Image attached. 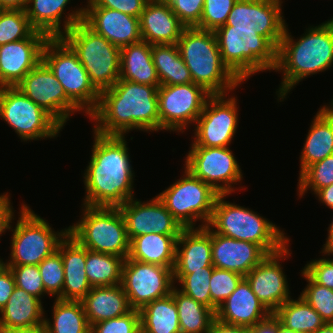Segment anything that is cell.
<instances>
[{
    "label": "cell",
    "mask_w": 333,
    "mask_h": 333,
    "mask_svg": "<svg viewBox=\"0 0 333 333\" xmlns=\"http://www.w3.org/2000/svg\"><path fill=\"white\" fill-rule=\"evenodd\" d=\"M92 154L83 181L90 207H119L134 198V171L125 136L102 135L93 131Z\"/></svg>",
    "instance_id": "obj_1"
},
{
    "label": "cell",
    "mask_w": 333,
    "mask_h": 333,
    "mask_svg": "<svg viewBox=\"0 0 333 333\" xmlns=\"http://www.w3.org/2000/svg\"><path fill=\"white\" fill-rule=\"evenodd\" d=\"M93 131L102 135L125 136L130 131H160L158 87L118 80L100 92L99 103L89 116Z\"/></svg>",
    "instance_id": "obj_2"
},
{
    "label": "cell",
    "mask_w": 333,
    "mask_h": 333,
    "mask_svg": "<svg viewBox=\"0 0 333 333\" xmlns=\"http://www.w3.org/2000/svg\"><path fill=\"white\" fill-rule=\"evenodd\" d=\"M290 34L286 25L277 48L274 71L283 75L276 91L278 102L284 101L306 77L333 67V17L318 26L306 28L305 34L297 40Z\"/></svg>",
    "instance_id": "obj_3"
},
{
    "label": "cell",
    "mask_w": 333,
    "mask_h": 333,
    "mask_svg": "<svg viewBox=\"0 0 333 333\" xmlns=\"http://www.w3.org/2000/svg\"><path fill=\"white\" fill-rule=\"evenodd\" d=\"M177 46L193 83L211 95L228 94L243 84L223 63L214 31L186 27Z\"/></svg>",
    "instance_id": "obj_4"
},
{
    "label": "cell",
    "mask_w": 333,
    "mask_h": 333,
    "mask_svg": "<svg viewBox=\"0 0 333 333\" xmlns=\"http://www.w3.org/2000/svg\"><path fill=\"white\" fill-rule=\"evenodd\" d=\"M229 194H219L207 226L220 235L257 244L267 255L282 250L289 243L284 230L252 209L226 201ZM215 228V229H214Z\"/></svg>",
    "instance_id": "obj_5"
},
{
    "label": "cell",
    "mask_w": 333,
    "mask_h": 333,
    "mask_svg": "<svg viewBox=\"0 0 333 333\" xmlns=\"http://www.w3.org/2000/svg\"><path fill=\"white\" fill-rule=\"evenodd\" d=\"M214 32L223 63L242 83L255 73L275 69L277 49L256 29L220 26Z\"/></svg>",
    "instance_id": "obj_6"
},
{
    "label": "cell",
    "mask_w": 333,
    "mask_h": 333,
    "mask_svg": "<svg viewBox=\"0 0 333 333\" xmlns=\"http://www.w3.org/2000/svg\"><path fill=\"white\" fill-rule=\"evenodd\" d=\"M61 38L77 54L91 83L99 91L111 88L120 78V48L78 22Z\"/></svg>",
    "instance_id": "obj_7"
},
{
    "label": "cell",
    "mask_w": 333,
    "mask_h": 333,
    "mask_svg": "<svg viewBox=\"0 0 333 333\" xmlns=\"http://www.w3.org/2000/svg\"><path fill=\"white\" fill-rule=\"evenodd\" d=\"M81 208L82 218L68 227V233L88 250L126 259L130 241L120 209L85 205Z\"/></svg>",
    "instance_id": "obj_8"
},
{
    "label": "cell",
    "mask_w": 333,
    "mask_h": 333,
    "mask_svg": "<svg viewBox=\"0 0 333 333\" xmlns=\"http://www.w3.org/2000/svg\"><path fill=\"white\" fill-rule=\"evenodd\" d=\"M42 61L54 73L67 97L90 116L98 106L100 92L71 47L61 37L49 38L43 47Z\"/></svg>",
    "instance_id": "obj_9"
},
{
    "label": "cell",
    "mask_w": 333,
    "mask_h": 333,
    "mask_svg": "<svg viewBox=\"0 0 333 333\" xmlns=\"http://www.w3.org/2000/svg\"><path fill=\"white\" fill-rule=\"evenodd\" d=\"M17 223L10 226L11 253L7 265H38L57 251L60 241L67 235L68 227L57 232L47 220L22 203ZM13 228V229H12Z\"/></svg>",
    "instance_id": "obj_10"
},
{
    "label": "cell",
    "mask_w": 333,
    "mask_h": 333,
    "mask_svg": "<svg viewBox=\"0 0 333 333\" xmlns=\"http://www.w3.org/2000/svg\"><path fill=\"white\" fill-rule=\"evenodd\" d=\"M183 176L160 192L157 197L183 228L207 226L219 195L209 184L184 168Z\"/></svg>",
    "instance_id": "obj_11"
},
{
    "label": "cell",
    "mask_w": 333,
    "mask_h": 333,
    "mask_svg": "<svg viewBox=\"0 0 333 333\" xmlns=\"http://www.w3.org/2000/svg\"><path fill=\"white\" fill-rule=\"evenodd\" d=\"M0 118L24 142L55 138L63 129L16 87H0Z\"/></svg>",
    "instance_id": "obj_12"
},
{
    "label": "cell",
    "mask_w": 333,
    "mask_h": 333,
    "mask_svg": "<svg viewBox=\"0 0 333 333\" xmlns=\"http://www.w3.org/2000/svg\"><path fill=\"white\" fill-rule=\"evenodd\" d=\"M184 166L218 194L230 195L239 189L234 185L243 180L242 170L230 147L191 146Z\"/></svg>",
    "instance_id": "obj_13"
},
{
    "label": "cell",
    "mask_w": 333,
    "mask_h": 333,
    "mask_svg": "<svg viewBox=\"0 0 333 333\" xmlns=\"http://www.w3.org/2000/svg\"><path fill=\"white\" fill-rule=\"evenodd\" d=\"M210 96L211 94L203 87L193 82L160 85L158 87L160 131L183 133L191 124L195 125Z\"/></svg>",
    "instance_id": "obj_14"
},
{
    "label": "cell",
    "mask_w": 333,
    "mask_h": 333,
    "mask_svg": "<svg viewBox=\"0 0 333 333\" xmlns=\"http://www.w3.org/2000/svg\"><path fill=\"white\" fill-rule=\"evenodd\" d=\"M121 285L131 308L140 310L150 302L171 294L175 287L173 268L127 257L122 268Z\"/></svg>",
    "instance_id": "obj_15"
},
{
    "label": "cell",
    "mask_w": 333,
    "mask_h": 333,
    "mask_svg": "<svg viewBox=\"0 0 333 333\" xmlns=\"http://www.w3.org/2000/svg\"><path fill=\"white\" fill-rule=\"evenodd\" d=\"M228 95H211L207 99L194 125L191 146L229 147L237 132L239 107L237 96Z\"/></svg>",
    "instance_id": "obj_16"
},
{
    "label": "cell",
    "mask_w": 333,
    "mask_h": 333,
    "mask_svg": "<svg viewBox=\"0 0 333 333\" xmlns=\"http://www.w3.org/2000/svg\"><path fill=\"white\" fill-rule=\"evenodd\" d=\"M47 112L62 128L76 112H82L66 95L50 68L41 61L15 86Z\"/></svg>",
    "instance_id": "obj_17"
},
{
    "label": "cell",
    "mask_w": 333,
    "mask_h": 333,
    "mask_svg": "<svg viewBox=\"0 0 333 333\" xmlns=\"http://www.w3.org/2000/svg\"><path fill=\"white\" fill-rule=\"evenodd\" d=\"M282 3V0H237L223 26L254 28L277 49L287 24Z\"/></svg>",
    "instance_id": "obj_18"
},
{
    "label": "cell",
    "mask_w": 333,
    "mask_h": 333,
    "mask_svg": "<svg viewBox=\"0 0 333 333\" xmlns=\"http://www.w3.org/2000/svg\"><path fill=\"white\" fill-rule=\"evenodd\" d=\"M118 208L122 213L129 241L150 233L180 235L184 229L157 196L146 202L134 197Z\"/></svg>",
    "instance_id": "obj_19"
},
{
    "label": "cell",
    "mask_w": 333,
    "mask_h": 333,
    "mask_svg": "<svg viewBox=\"0 0 333 333\" xmlns=\"http://www.w3.org/2000/svg\"><path fill=\"white\" fill-rule=\"evenodd\" d=\"M288 247L289 244L276 253L266 255L245 276L254 294L271 314L291 298L287 275L281 263L292 254Z\"/></svg>",
    "instance_id": "obj_20"
},
{
    "label": "cell",
    "mask_w": 333,
    "mask_h": 333,
    "mask_svg": "<svg viewBox=\"0 0 333 333\" xmlns=\"http://www.w3.org/2000/svg\"><path fill=\"white\" fill-rule=\"evenodd\" d=\"M49 37L34 31L28 38L0 46V87H15L42 61L43 47Z\"/></svg>",
    "instance_id": "obj_21"
},
{
    "label": "cell",
    "mask_w": 333,
    "mask_h": 333,
    "mask_svg": "<svg viewBox=\"0 0 333 333\" xmlns=\"http://www.w3.org/2000/svg\"><path fill=\"white\" fill-rule=\"evenodd\" d=\"M83 22L118 48L142 41L139 18L105 7H84Z\"/></svg>",
    "instance_id": "obj_22"
},
{
    "label": "cell",
    "mask_w": 333,
    "mask_h": 333,
    "mask_svg": "<svg viewBox=\"0 0 333 333\" xmlns=\"http://www.w3.org/2000/svg\"><path fill=\"white\" fill-rule=\"evenodd\" d=\"M211 246L215 268L229 270L244 277L267 255L257 244L229 238L212 230Z\"/></svg>",
    "instance_id": "obj_23"
},
{
    "label": "cell",
    "mask_w": 333,
    "mask_h": 333,
    "mask_svg": "<svg viewBox=\"0 0 333 333\" xmlns=\"http://www.w3.org/2000/svg\"><path fill=\"white\" fill-rule=\"evenodd\" d=\"M71 0H27L25 12L31 26L49 38H58L83 21L84 7L64 13ZM65 14V17H64ZM63 18V23L62 21ZM62 23V25H61ZM63 26V29L62 27Z\"/></svg>",
    "instance_id": "obj_24"
},
{
    "label": "cell",
    "mask_w": 333,
    "mask_h": 333,
    "mask_svg": "<svg viewBox=\"0 0 333 333\" xmlns=\"http://www.w3.org/2000/svg\"><path fill=\"white\" fill-rule=\"evenodd\" d=\"M271 315L244 277L237 288L217 308L215 318L225 324L251 327L265 321Z\"/></svg>",
    "instance_id": "obj_25"
},
{
    "label": "cell",
    "mask_w": 333,
    "mask_h": 333,
    "mask_svg": "<svg viewBox=\"0 0 333 333\" xmlns=\"http://www.w3.org/2000/svg\"><path fill=\"white\" fill-rule=\"evenodd\" d=\"M142 41L149 44H177L186 28L169 4L148 1L139 17Z\"/></svg>",
    "instance_id": "obj_26"
},
{
    "label": "cell",
    "mask_w": 333,
    "mask_h": 333,
    "mask_svg": "<svg viewBox=\"0 0 333 333\" xmlns=\"http://www.w3.org/2000/svg\"><path fill=\"white\" fill-rule=\"evenodd\" d=\"M211 229L184 228L177 238L173 273H193L212 262Z\"/></svg>",
    "instance_id": "obj_27"
},
{
    "label": "cell",
    "mask_w": 333,
    "mask_h": 333,
    "mask_svg": "<svg viewBox=\"0 0 333 333\" xmlns=\"http://www.w3.org/2000/svg\"><path fill=\"white\" fill-rule=\"evenodd\" d=\"M57 251L64 267L62 300L81 301L92 288L85 273L86 248L67 233Z\"/></svg>",
    "instance_id": "obj_28"
},
{
    "label": "cell",
    "mask_w": 333,
    "mask_h": 333,
    "mask_svg": "<svg viewBox=\"0 0 333 333\" xmlns=\"http://www.w3.org/2000/svg\"><path fill=\"white\" fill-rule=\"evenodd\" d=\"M81 303L90 326L132 310L121 284L92 287Z\"/></svg>",
    "instance_id": "obj_29"
},
{
    "label": "cell",
    "mask_w": 333,
    "mask_h": 333,
    "mask_svg": "<svg viewBox=\"0 0 333 333\" xmlns=\"http://www.w3.org/2000/svg\"><path fill=\"white\" fill-rule=\"evenodd\" d=\"M42 300L16 287L6 305L0 310V330L18 329L44 324Z\"/></svg>",
    "instance_id": "obj_30"
},
{
    "label": "cell",
    "mask_w": 333,
    "mask_h": 333,
    "mask_svg": "<svg viewBox=\"0 0 333 333\" xmlns=\"http://www.w3.org/2000/svg\"><path fill=\"white\" fill-rule=\"evenodd\" d=\"M313 118L300 155L299 176L310 165L333 155V116L321 107Z\"/></svg>",
    "instance_id": "obj_31"
},
{
    "label": "cell",
    "mask_w": 333,
    "mask_h": 333,
    "mask_svg": "<svg viewBox=\"0 0 333 333\" xmlns=\"http://www.w3.org/2000/svg\"><path fill=\"white\" fill-rule=\"evenodd\" d=\"M159 87L160 80L153 63L151 44L145 41L120 49V78Z\"/></svg>",
    "instance_id": "obj_32"
},
{
    "label": "cell",
    "mask_w": 333,
    "mask_h": 333,
    "mask_svg": "<svg viewBox=\"0 0 333 333\" xmlns=\"http://www.w3.org/2000/svg\"><path fill=\"white\" fill-rule=\"evenodd\" d=\"M179 236L150 233L134 237L130 241L128 257L135 261L173 268Z\"/></svg>",
    "instance_id": "obj_33"
},
{
    "label": "cell",
    "mask_w": 333,
    "mask_h": 333,
    "mask_svg": "<svg viewBox=\"0 0 333 333\" xmlns=\"http://www.w3.org/2000/svg\"><path fill=\"white\" fill-rule=\"evenodd\" d=\"M142 333H181L173 295L156 299L139 310Z\"/></svg>",
    "instance_id": "obj_34"
},
{
    "label": "cell",
    "mask_w": 333,
    "mask_h": 333,
    "mask_svg": "<svg viewBox=\"0 0 333 333\" xmlns=\"http://www.w3.org/2000/svg\"><path fill=\"white\" fill-rule=\"evenodd\" d=\"M153 63L161 85L192 83L191 73L180 55L177 44L151 45Z\"/></svg>",
    "instance_id": "obj_35"
},
{
    "label": "cell",
    "mask_w": 333,
    "mask_h": 333,
    "mask_svg": "<svg viewBox=\"0 0 333 333\" xmlns=\"http://www.w3.org/2000/svg\"><path fill=\"white\" fill-rule=\"evenodd\" d=\"M273 316L286 328L296 333H315L325 322L300 295L297 300L288 299Z\"/></svg>",
    "instance_id": "obj_36"
},
{
    "label": "cell",
    "mask_w": 333,
    "mask_h": 333,
    "mask_svg": "<svg viewBox=\"0 0 333 333\" xmlns=\"http://www.w3.org/2000/svg\"><path fill=\"white\" fill-rule=\"evenodd\" d=\"M52 306V322L46 318L44 324L47 333H90L88 323L81 301L54 299Z\"/></svg>",
    "instance_id": "obj_37"
},
{
    "label": "cell",
    "mask_w": 333,
    "mask_h": 333,
    "mask_svg": "<svg viewBox=\"0 0 333 333\" xmlns=\"http://www.w3.org/2000/svg\"><path fill=\"white\" fill-rule=\"evenodd\" d=\"M171 294L178 308L181 333H208L215 319V313L192 297L183 294L177 285Z\"/></svg>",
    "instance_id": "obj_38"
},
{
    "label": "cell",
    "mask_w": 333,
    "mask_h": 333,
    "mask_svg": "<svg viewBox=\"0 0 333 333\" xmlns=\"http://www.w3.org/2000/svg\"><path fill=\"white\" fill-rule=\"evenodd\" d=\"M124 261L120 256L86 248L85 273L91 287L121 284Z\"/></svg>",
    "instance_id": "obj_39"
},
{
    "label": "cell",
    "mask_w": 333,
    "mask_h": 333,
    "mask_svg": "<svg viewBox=\"0 0 333 333\" xmlns=\"http://www.w3.org/2000/svg\"><path fill=\"white\" fill-rule=\"evenodd\" d=\"M214 266L204 267L193 273H173L175 284L183 294L192 297L198 303L211 309V296L209 281L213 273ZM177 281V282H176ZM181 288V289H180Z\"/></svg>",
    "instance_id": "obj_40"
},
{
    "label": "cell",
    "mask_w": 333,
    "mask_h": 333,
    "mask_svg": "<svg viewBox=\"0 0 333 333\" xmlns=\"http://www.w3.org/2000/svg\"><path fill=\"white\" fill-rule=\"evenodd\" d=\"M34 31L25 10H0V46L28 38Z\"/></svg>",
    "instance_id": "obj_41"
},
{
    "label": "cell",
    "mask_w": 333,
    "mask_h": 333,
    "mask_svg": "<svg viewBox=\"0 0 333 333\" xmlns=\"http://www.w3.org/2000/svg\"><path fill=\"white\" fill-rule=\"evenodd\" d=\"M333 184V155L310 165L298 180V197H303L308 190L314 194L325 187Z\"/></svg>",
    "instance_id": "obj_42"
},
{
    "label": "cell",
    "mask_w": 333,
    "mask_h": 333,
    "mask_svg": "<svg viewBox=\"0 0 333 333\" xmlns=\"http://www.w3.org/2000/svg\"><path fill=\"white\" fill-rule=\"evenodd\" d=\"M301 274L308 284L300 296L320 314L325 323H333V290L315 283L303 270Z\"/></svg>",
    "instance_id": "obj_43"
},
{
    "label": "cell",
    "mask_w": 333,
    "mask_h": 333,
    "mask_svg": "<svg viewBox=\"0 0 333 333\" xmlns=\"http://www.w3.org/2000/svg\"><path fill=\"white\" fill-rule=\"evenodd\" d=\"M38 268L42 277L45 291L50 297L62 300V288L64 285V267L61 254L55 251L49 257L43 259Z\"/></svg>",
    "instance_id": "obj_44"
},
{
    "label": "cell",
    "mask_w": 333,
    "mask_h": 333,
    "mask_svg": "<svg viewBox=\"0 0 333 333\" xmlns=\"http://www.w3.org/2000/svg\"><path fill=\"white\" fill-rule=\"evenodd\" d=\"M244 276L229 271L215 268L209 281L211 310L216 313L217 308L230 296L237 288Z\"/></svg>",
    "instance_id": "obj_45"
},
{
    "label": "cell",
    "mask_w": 333,
    "mask_h": 333,
    "mask_svg": "<svg viewBox=\"0 0 333 333\" xmlns=\"http://www.w3.org/2000/svg\"><path fill=\"white\" fill-rule=\"evenodd\" d=\"M237 0H205L199 29L215 31L225 25Z\"/></svg>",
    "instance_id": "obj_46"
},
{
    "label": "cell",
    "mask_w": 333,
    "mask_h": 333,
    "mask_svg": "<svg viewBox=\"0 0 333 333\" xmlns=\"http://www.w3.org/2000/svg\"><path fill=\"white\" fill-rule=\"evenodd\" d=\"M12 271L16 287H19L39 299L49 295L43 286L38 265H7Z\"/></svg>",
    "instance_id": "obj_47"
},
{
    "label": "cell",
    "mask_w": 333,
    "mask_h": 333,
    "mask_svg": "<svg viewBox=\"0 0 333 333\" xmlns=\"http://www.w3.org/2000/svg\"><path fill=\"white\" fill-rule=\"evenodd\" d=\"M139 330V310L132 309L122 316L92 325L90 333H137Z\"/></svg>",
    "instance_id": "obj_48"
},
{
    "label": "cell",
    "mask_w": 333,
    "mask_h": 333,
    "mask_svg": "<svg viewBox=\"0 0 333 333\" xmlns=\"http://www.w3.org/2000/svg\"><path fill=\"white\" fill-rule=\"evenodd\" d=\"M205 0H172L169 5L185 25V27H197L200 24Z\"/></svg>",
    "instance_id": "obj_49"
},
{
    "label": "cell",
    "mask_w": 333,
    "mask_h": 333,
    "mask_svg": "<svg viewBox=\"0 0 333 333\" xmlns=\"http://www.w3.org/2000/svg\"><path fill=\"white\" fill-rule=\"evenodd\" d=\"M322 258L313 259L307 262L303 271L317 284L333 290V260L325 258V252Z\"/></svg>",
    "instance_id": "obj_50"
},
{
    "label": "cell",
    "mask_w": 333,
    "mask_h": 333,
    "mask_svg": "<svg viewBox=\"0 0 333 333\" xmlns=\"http://www.w3.org/2000/svg\"><path fill=\"white\" fill-rule=\"evenodd\" d=\"M149 0H87L85 7H105L140 17Z\"/></svg>",
    "instance_id": "obj_51"
},
{
    "label": "cell",
    "mask_w": 333,
    "mask_h": 333,
    "mask_svg": "<svg viewBox=\"0 0 333 333\" xmlns=\"http://www.w3.org/2000/svg\"><path fill=\"white\" fill-rule=\"evenodd\" d=\"M10 197L8 192L0 195V236H2L7 230H10L12 220H15V211L10 202Z\"/></svg>",
    "instance_id": "obj_52"
},
{
    "label": "cell",
    "mask_w": 333,
    "mask_h": 333,
    "mask_svg": "<svg viewBox=\"0 0 333 333\" xmlns=\"http://www.w3.org/2000/svg\"><path fill=\"white\" fill-rule=\"evenodd\" d=\"M15 278L10 270V268L6 267L0 273V310L6 305L12 292L15 288Z\"/></svg>",
    "instance_id": "obj_53"
},
{
    "label": "cell",
    "mask_w": 333,
    "mask_h": 333,
    "mask_svg": "<svg viewBox=\"0 0 333 333\" xmlns=\"http://www.w3.org/2000/svg\"><path fill=\"white\" fill-rule=\"evenodd\" d=\"M208 333H249V327L225 324L215 318Z\"/></svg>",
    "instance_id": "obj_54"
},
{
    "label": "cell",
    "mask_w": 333,
    "mask_h": 333,
    "mask_svg": "<svg viewBox=\"0 0 333 333\" xmlns=\"http://www.w3.org/2000/svg\"><path fill=\"white\" fill-rule=\"evenodd\" d=\"M249 333H277V319L272 314L265 321L249 327Z\"/></svg>",
    "instance_id": "obj_55"
},
{
    "label": "cell",
    "mask_w": 333,
    "mask_h": 333,
    "mask_svg": "<svg viewBox=\"0 0 333 333\" xmlns=\"http://www.w3.org/2000/svg\"><path fill=\"white\" fill-rule=\"evenodd\" d=\"M319 202L326 205L327 208L333 209V184L322 188L315 193Z\"/></svg>",
    "instance_id": "obj_56"
},
{
    "label": "cell",
    "mask_w": 333,
    "mask_h": 333,
    "mask_svg": "<svg viewBox=\"0 0 333 333\" xmlns=\"http://www.w3.org/2000/svg\"><path fill=\"white\" fill-rule=\"evenodd\" d=\"M0 333H47V330L45 324H41L32 327L0 330Z\"/></svg>",
    "instance_id": "obj_57"
},
{
    "label": "cell",
    "mask_w": 333,
    "mask_h": 333,
    "mask_svg": "<svg viewBox=\"0 0 333 333\" xmlns=\"http://www.w3.org/2000/svg\"><path fill=\"white\" fill-rule=\"evenodd\" d=\"M27 0H0L1 9H22L25 10Z\"/></svg>",
    "instance_id": "obj_58"
},
{
    "label": "cell",
    "mask_w": 333,
    "mask_h": 333,
    "mask_svg": "<svg viewBox=\"0 0 333 333\" xmlns=\"http://www.w3.org/2000/svg\"><path fill=\"white\" fill-rule=\"evenodd\" d=\"M315 333H333V323H324Z\"/></svg>",
    "instance_id": "obj_59"
},
{
    "label": "cell",
    "mask_w": 333,
    "mask_h": 333,
    "mask_svg": "<svg viewBox=\"0 0 333 333\" xmlns=\"http://www.w3.org/2000/svg\"><path fill=\"white\" fill-rule=\"evenodd\" d=\"M333 210V209H332ZM328 236L326 238L325 244H333V219L328 227Z\"/></svg>",
    "instance_id": "obj_60"
},
{
    "label": "cell",
    "mask_w": 333,
    "mask_h": 333,
    "mask_svg": "<svg viewBox=\"0 0 333 333\" xmlns=\"http://www.w3.org/2000/svg\"><path fill=\"white\" fill-rule=\"evenodd\" d=\"M322 251L325 252L326 256H329L332 254L333 256V244H324L322 247ZM333 260V258H331Z\"/></svg>",
    "instance_id": "obj_61"
},
{
    "label": "cell",
    "mask_w": 333,
    "mask_h": 333,
    "mask_svg": "<svg viewBox=\"0 0 333 333\" xmlns=\"http://www.w3.org/2000/svg\"><path fill=\"white\" fill-rule=\"evenodd\" d=\"M277 333H296L291 329L284 327L278 320H277Z\"/></svg>",
    "instance_id": "obj_62"
},
{
    "label": "cell",
    "mask_w": 333,
    "mask_h": 333,
    "mask_svg": "<svg viewBox=\"0 0 333 333\" xmlns=\"http://www.w3.org/2000/svg\"><path fill=\"white\" fill-rule=\"evenodd\" d=\"M330 115L333 116V99H331V103L329 105L322 106Z\"/></svg>",
    "instance_id": "obj_63"
},
{
    "label": "cell",
    "mask_w": 333,
    "mask_h": 333,
    "mask_svg": "<svg viewBox=\"0 0 333 333\" xmlns=\"http://www.w3.org/2000/svg\"><path fill=\"white\" fill-rule=\"evenodd\" d=\"M7 267V262L0 259V273Z\"/></svg>",
    "instance_id": "obj_64"
},
{
    "label": "cell",
    "mask_w": 333,
    "mask_h": 333,
    "mask_svg": "<svg viewBox=\"0 0 333 333\" xmlns=\"http://www.w3.org/2000/svg\"><path fill=\"white\" fill-rule=\"evenodd\" d=\"M156 1L169 4L172 0H156Z\"/></svg>",
    "instance_id": "obj_65"
}]
</instances>
